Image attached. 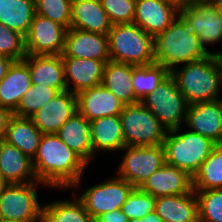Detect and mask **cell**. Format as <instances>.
<instances>
[{
    "label": "cell",
    "instance_id": "1",
    "mask_svg": "<svg viewBox=\"0 0 222 222\" xmlns=\"http://www.w3.org/2000/svg\"><path fill=\"white\" fill-rule=\"evenodd\" d=\"M32 161L37 180L57 188L78 186L88 166L56 133L42 135Z\"/></svg>",
    "mask_w": 222,
    "mask_h": 222
},
{
    "label": "cell",
    "instance_id": "2",
    "mask_svg": "<svg viewBox=\"0 0 222 222\" xmlns=\"http://www.w3.org/2000/svg\"><path fill=\"white\" fill-rule=\"evenodd\" d=\"M177 87L189 105L219 99L222 84V57L210 54L204 59L173 69Z\"/></svg>",
    "mask_w": 222,
    "mask_h": 222
},
{
    "label": "cell",
    "instance_id": "3",
    "mask_svg": "<svg viewBox=\"0 0 222 222\" xmlns=\"http://www.w3.org/2000/svg\"><path fill=\"white\" fill-rule=\"evenodd\" d=\"M210 55L179 15L172 24L154 38L155 63L160 64L169 72L175 65L187 64L204 59Z\"/></svg>",
    "mask_w": 222,
    "mask_h": 222
},
{
    "label": "cell",
    "instance_id": "4",
    "mask_svg": "<svg viewBox=\"0 0 222 222\" xmlns=\"http://www.w3.org/2000/svg\"><path fill=\"white\" fill-rule=\"evenodd\" d=\"M108 45L112 61L135 66L155 63L154 38L135 23L112 25Z\"/></svg>",
    "mask_w": 222,
    "mask_h": 222
},
{
    "label": "cell",
    "instance_id": "5",
    "mask_svg": "<svg viewBox=\"0 0 222 222\" xmlns=\"http://www.w3.org/2000/svg\"><path fill=\"white\" fill-rule=\"evenodd\" d=\"M179 130L167 131L163 143L165 162L185 170L192 177L217 144L196 132L179 133Z\"/></svg>",
    "mask_w": 222,
    "mask_h": 222
},
{
    "label": "cell",
    "instance_id": "6",
    "mask_svg": "<svg viewBox=\"0 0 222 222\" xmlns=\"http://www.w3.org/2000/svg\"><path fill=\"white\" fill-rule=\"evenodd\" d=\"M120 120L125 146L163 145L166 128L141 102L125 105Z\"/></svg>",
    "mask_w": 222,
    "mask_h": 222
},
{
    "label": "cell",
    "instance_id": "7",
    "mask_svg": "<svg viewBox=\"0 0 222 222\" xmlns=\"http://www.w3.org/2000/svg\"><path fill=\"white\" fill-rule=\"evenodd\" d=\"M159 120L167 131L181 128L186 122L189 104L169 74L150 94L140 101Z\"/></svg>",
    "mask_w": 222,
    "mask_h": 222
},
{
    "label": "cell",
    "instance_id": "8",
    "mask_svg": "<svg viewBox=\"0 0 222 222\" xmlns=\"http://www.w3.org/2000/svg\"><path fill=\"white\" fill-rule=\"evenodd\" d=\"M179 15L209 54L222 57L221 52H209L205 47L222 40V17L214 0L189 1Z\"/></svg>",
    "mask_w": 222,
    "mask_h": 222
},
{
    "label": "cell",
    "instance_id": "9",
    "mask_svg": "<svg viewBox=\"0 0 222 222\" xmlns=\"http://www.w3.org/2000/svg\"><path fill=\"white\" fill-rule=\"evenodd\" d=\"M35 184H9L0 193V219L42 222L43 206L38 201Z\"/></svg>",
    "mask_w": 222,
    "mask_h": 222
},
{
    "label": "cell",
    "instance_id": "10",
    "mask_svg": "<svg viewBox=\"0 0 222 222\" xmlns=\"http://www.w3.org/2000/svg\"><path fill=\"white\" fill-rule=\"evenodd\" d=\"M125 153L118 168V177L133 187L142 183L165 163V150L159 146H125Z\"/></svg>",
    "mask_w": 222,
    "mask_h": 222
},
{
    "label": "cell",
    "instance_id": "11",
    "mask_svg": "<svg viewBox=\"0 0 222 222\" xmlns=\"http://www.w3.org/2000/svg\"><path fill=\"white\" fill-rule=\"evenodd\" d=\"M133 188L128 181L116 176L107 182L87 188L78 198L95 220L103 213L121 209Z\"/></svg>",
    "mask_w": 222,
    "mask_h": 222
},
{
    "label": "cell",
    "instance_id": "12",
    "mask_svg": "<svg viewBox=\"0 0 222 222\" xmlns=\"http://www.w3.org/2000/svg\"><path fill=\"white\" fill-rule=\"evenodd\" d=\"M66 31L64 26L35 13L25 36L27 54L61 55Z\"/></svg>",
    "mask_w": 222,
    "mask_h": 222
},
{
    "label": "cell",
    "instance_id": "13",
    "mask_svg": "<svg viewBox=\"0 0 222 222\" xmlns=\"http://www.w3.org/2000/svg\"><path fill=\"white\" fill-rule=\"evenodd\" d=\"M77 112L76 94L64 90L58 92L30 118L43 134H53L57 133L59 128Z\"/></svg>",
    "mask_w": 222,
    "mask_h": 222
},
{
    "label": "cell",
    "instance_id": "14",
    "mask_svg": "<svg viewBox=\"0 0 222 222\" xmlns=\"http://www.w3.org/2000/svg\"><path fill=\"white\" fill-rule=\"evenodd\" d=\"M61 56L109 61L108 35L69 28Z\"/></svg>",
    "mask_w": 222,
    "mask_h": 222
},
{
    "label": "cell",
    "instance_id": "15",
    "mask_svg": "<svg viewBox=\"0 0 222 222\" xmlns=\"http://www.w3.org/2000/svg\"><path fill=\"white\" fill-rule=\"evenodd\" d=\"M139 188L155 198L188 194L193 189L192 177L185 170L165 162Z\"/></svg>",
    "mask_w": 222,
    "mask_h": 222
},
{
    "label": "cell",
    "instance_id": "16",
    "mask_svg": "<svg viewBox=\"0 0 222 222\" xmlns=\"http://www.w3.org/2000/svg\"><path fill=\"white\" fill-rule=\"evenodd\" d=\"M185 123L190 131L222 144V100L189 105Z\"/></svg>",
    "mask_w": 222,
    "mask_h": 222
},
{
    "label": "cell",
    "instance_id": "17",
    "mask_svg": "<svg viewBox=\"0 0 222 222\" xmlns=\"http://www.w3.org/2000/svg\"><path fill=\"white\" fill-rule=\"evenodd\" d=\"M78 112L89 122L107 116L120 115L125 106L102 84L76 94Z\"/></svg>",
    "mask_w": 222,
    "mask_h": 222
},
{
    "label": "cell",
    "instance_id": "18",
    "mask_svg": "<svg viewBox=\"0 0 222 222\" xmlns=\"http://www.w3.org/2000/svg\"><path fill=\"white\" fill-rule=\"evenodd\" d=\"M66 88L73 94L102 84L104 67L107 61L62 57ZM72 82L74 86H70Z\"/></svg>",
    "mask_w": 222,
    "mask_h": 222
},
{
    "label": "cell",
    "instance_id": "19",
    "mask_svg": "<svg viewBox=\"0 0 222 222\" xmlns=\"http://www.w3.org/2000/svg\"><path fill=\"white\" fill-rule=\"evenodd\" d=\"M23 61L28 66L32 84L54 88L59 92L67 90L61 55L27 54Z\"/></svg>",
    "mask_w": 222,
    "mask_h": 222
},
{
    "label": "cell",
    "instance_id": "20",
    "mask_svg": "<svg viewBox=\"0 0 222 222\" xmlns=\"http://www.w3.org/2000/svg\"><path fill=\"white\" fill-rule=\"evenodd\" d=\"M177 12L159 0H136L133 23L155 38L179 16Z\"/></svg>",
    "mask_w": 222,
    "mask_h": 222
},
{
    "label": "cell",
    "instance_id": "21",
    "mask_svg": "<svg viewBox=\"0 0 222 222\" xmlns=\"http://www.w3.org/2000/svg\"><path fill=\"white\" fill-rule=\"evenodd\" d=\"M0 172L9 184H42L37 180L32 159L4 140L0 141Z\"/></svg>",
    "mask_w": 222,
    "mask_h": 222
},
{
    "label": "cell",
    "instance_id": "22",
    "mask_svg": "<svg viewBox=\"0 0 222 222\" xmlns=\"http://www.w3.org/2000/svg\"><path fill=\"white\" fill-rule=\"evenodd\" d=\"M111 27L100 0H72L70 28L108 35Z\"/></svg>",
    "mask_w": 222,
    "mask_h": 222
},
{
    "label": "cell",
    "instance_id": "23",
    "mask_svg": "<svg viewBox=\"0 0 222 222\" xmlns=\"http://www.w3.org/2000/svg\"><path fill=\"white\" fill-rule=\"evenodd\" d=\"M154 210L163 222H199L198 201L193 189L188 194L156 198Z\"/></svg>",
    "mask_w": 222,
    "mask_h": 222
},
{
    "label": "cell",
    "instance_id": "24",
    "mask_svg": "<svg viewBox=\"0 0 222 222\" xmlns=\"http://www.w3.org/2000/svg\"><path fill=\"white\" fill-rule=\"evenodd\" d=\"M31 85L27 64L23 60L14 61L0 82V106L14 113Z\"/></svg>",
    "mask_w": 222,
    "mask_h": 222
},
{
    "label": "cell",
    "instance_id": "25",
    "mask_svg": "<svg viewBox=\"0 0 222 222\" xmlns=\"http://www.w3.org/2000/svg\"><path fill=\"white\" fill-rule=\"evenodd\" d=\"M91 123L79 112L69 118L56 133L87 164L93 158Z\"/></svg>",
    "mask_w": 222,
    "mask_h": 222
},
{
    "label": "cell",
    "instance_id": "26",
    "mask_svg": "<svg viewBox=\"0 0 222 222\" xmlns=\"http://www.w3.org/2000/svg\"><path fill=\"white\" fill-rule=\"evenodd\" d=\"M132 75V64L109 60L104 67L102 85L124 105L136 104L141 100L136 96L132 87Z\"/></svg>",
    "mask_w": 222,
    "mask_h": 222
},
{
    "label": "cell",
    "instance_id": "27",
    "mask_svg": "<svg viewBox=\"0 0 222 222\" xmlns=\"http://www.w3.org/2000/svg\"><path fill=\"white\" fill-rule=\"evenodd\" d=\"M42 135L43 133L34 125L31 118L13 115L9 120L4 141L33 159Z\"/></svg>",
    "mask_w": 222,
    "mask_h": 222
},
{
    "label": "cell",
    "instance_id": "28",
    "mask_svg": "<svg viewBox=\"0 0 222 222\" xmlns=\"http://www.w3.org/2000/svg\"><path fill=\"white\" fill-rule=\"evenodd\" d=\"M91 123L93 157L95 151H117L125 147L120 115L95 119Z\"/></svg>",
    "mask_w": 222,
    "mask_h": 222
},
{
    "label": "cell",
    "instance_id": "29",
    "mask_svg": "<svg viewBox=\"0 0 222 222\" xmlns=\"http://www.w3.org/2000/svg\"><path fill=\"white\" fill-rule=\"evenodd\" d=\"M35 14V0H2L0 23L26 36Z\"/></svg>",
    "mask_w": 222,
    "mask_h": 222
},
{
    "label": "cell",
    "instance_id": "30",
    "mask_svg": "<svg viewBox=\"0 0 222 222\" xmlns=\"http://www.w3.org/2000/svg\"><path fill=\"white\" fill-rule=\"evenodd\" d=\"M193 190L222 189V144H217L209 157L192 176Z\"/></svg>",
    "mask_w": 222,
    "mask_h": 222
},
{
    "label": "cell",
    "instance_id": "31",
    "mask_svg": "<svg viewBox=\"0 0 222 222\" xmlns=\"http://www.w3.org/2000/svg\"><path fill=\"white\" fill-rule=\"evenodd\" d=\"M42 222H94V219L77 197L74 201L62 200L44 205Z\"/></svg>",
    "mask_w": 222,
    "mask_h": 222
},
{
    "label": "cell",
    "instance_id": "32",
    "mask_svg": "<svg viewBox=\"0 0 222 222\" xmlns=\"http://www.w3.org/2000/svg\"><path fill=\"white\" fill-rule=\"evenodd\" d=\"M170 72L157 63L149 65H133L132 83L136 96L142 100L147 94L156 90L158 85Z\"/></svg>",
    "mask_w": 222,
    "mask_h": 222
},
{
    "label": "cell",
    "instance_id": "33",
    "mask_svg": "<svg viewBox=\"0 0 222 222\" xmlns=\"http://www.w3.org/2000/svg\"><path fill=\"white\" fill-rule=\"evenodd\" d=\"M54 88L32 84L30 89L21 97L17 110L13 113L19 117H32L57 94Z\"/></svg>",
    "mask_w": 222,
    "mask_h": 222
},
{
    "label": "cell",
    "instance_id": "34",
    "mask_svg": "<svg viewBox=\"0 0 222 222\" xmlns=\"http://www.w3.org/2000/svg\"><path fill=\"white\" fill-rule=\"evenodd\" d=\"M199 222H222V189L194 190Z\"/></svg>",
    "mask_w": 222,
    "mask_h": 222
},
{
    "label": "cell",
    "instance_id": "35",
    "mask_svg": "<svg viewBox=\"0 0 222 222\" xmlns=\"http://www.w3.org/2000/svg\"><path fill=\"white\" fill-rule=\"evenodd\" d=\"M155 200L156 198L151 194L142 191L139 187H134L123 203L121 210L130 221L142 219L154 211Z\"/></svg>",
    "mask_w": 222,
    "mask_h": 222
},
{
    "label": "cell",
    "instance_id": "36",
    "mask_svg": "<svg viewBox=\"0 0 222 222\" xmlns=\"http://www.w3.org/2000/svg\"><path fill=\"white\" fill-rule=\"evenodd\" d=\"M72 0H35V13L64 26L71 24Z\"/></svg>",
    "mask_w": 222,
    "mask_h": 222
},
{
    "label": "cell",
    "instance_id": "37",
    "mask_svg": "<svg viewBox=\"0 0 222 222\" xmlns=\"http://www.w3.org/2000/svg\"><path fill=\"white\" fill-rule=\"evenodd\" d=\"M0 55L14 61H21L27 55L25 36L2 23H0Z\"/></svg>",
    "mask_w": 222,
    "mask_h": 222
},
{
    "label": "cell",
    "instance_id": "38",
    "mask_svg": "<svg viewBox=\"0 0 222 222\" xmlns=\"http://www.w3.org/2000/svg\"><path fill=\"white\" fill-rule=\"evenodd\" d=\"M112 25L133 23L136 0H100Z\"/></svg>",
    "mask_w": 222,
    "mask_h": 222
},
{
    "label": "cell",
    "instance_id": "39",
    "mask_svg": "<svg viewBox=\"0 0 222 222\" xmlns=\"http://www.w3.org/2000/svg\"><path fill=\"white\" fill-rule=\"evenodd\" d=\"M94 222H130V220L121 209H117L101 214Z\"/></svg>",
    "mask_w": 222,
    "mask_h": 222
},
{
    "label": "cell",
    "instance_id": "40",
    "mask_svg": "<svg viewBox=\"0 0 222 222\" xmlns=\"http://www.w3.org/2000/svg\"><path fill=\"white\" fill-rule=\"evenodd\" d=\"M13 115L9 109L0 106V141L4 140L9 120Z\"/></svg>",
    "mask_w": 222,
    "mask_h": 222
},
{
    "label": "cell",
    "instance_id": "41",
    "mask_svg": "<svg viewBox=\"0 0 222 222\" xmlns=\"http://www.w3.org/2000/svg\"><path fill=\"white\" fill-rule=\"evenodd\" d=\"M13 62L14 60L6 56L0 55V82L6 76L8 69L10 68Z\"/></svg>",
    "mask_w": 222,
    "mask_h": 222
},
{
    "label": "cell",
    "instance_id": "42",
    "mask_svg": "<svg viewBox=\"0 0 222 222\" xmlns=\"http://www.w3.org/2000/svg\"><path fill=\"white\" fill-rule=\"evenodd\" d=\"M160 2L167 4L173 8H175L178 13L185 7L188 3L187 0H159Z\"/></svg>",
    "mask_w": 222,
    "mask_h": 222
},
{
    "label": "cell",
    "instance_id": "43",
    "mask_svg": "<svg viewBox=\"0 0 222 222\" xmlns=\"http://www.w3.org/2000/svg\"><path fill=\"white\" fill-rule=\"evenodd\" d=\"M130 222H163V220L154 210L153 212L145 215L142 219H137Z\"/></svg>",
    "mask_w": 222,
    "mask_h": 222
},
{
    "label": "cell",
    "instance_id": "44",
    "mask_svg": "<svg viewBox=\"0 0 222 222\" xmlns=\"http://www.w3.org/2000/svg\"><path fill=\"white\" fill-rule=\"evenodd\" d=\"M9 185L0 172V193Z\"/></svg>",
    "mask_w": 222,
    "mask_h": 222
},
{
    "label": "cell",
    "instance_id": "45",
    "mask_svg": "<svg viewBox=\"0 0 222 222\" xmlns=\"http://www.w3.org/2000/svg\"><path fill=\"white\" fill-rule=\"evenodd\" d=\"M214 1L217 4V6L219 8V12H220L221 17H222V0H214Z\"/></svg>",
    "mask_w": 222,
    "mask_h": 222
},
{
    "label": "cell",
    "instance_id": "46",
    "mask_svg": "<svg viewBox=\"0 0 222 222\" xmlns=\"http://www.w3.org/2000/svg\"><path fill=\"white\" fill-rule=\"evenodd\" d=\"M0 222H23V221H14V220H4V219H0Z\"/></svg>",
    "mask_w": 222,
    "mask_h": 222
}]
</instances>
